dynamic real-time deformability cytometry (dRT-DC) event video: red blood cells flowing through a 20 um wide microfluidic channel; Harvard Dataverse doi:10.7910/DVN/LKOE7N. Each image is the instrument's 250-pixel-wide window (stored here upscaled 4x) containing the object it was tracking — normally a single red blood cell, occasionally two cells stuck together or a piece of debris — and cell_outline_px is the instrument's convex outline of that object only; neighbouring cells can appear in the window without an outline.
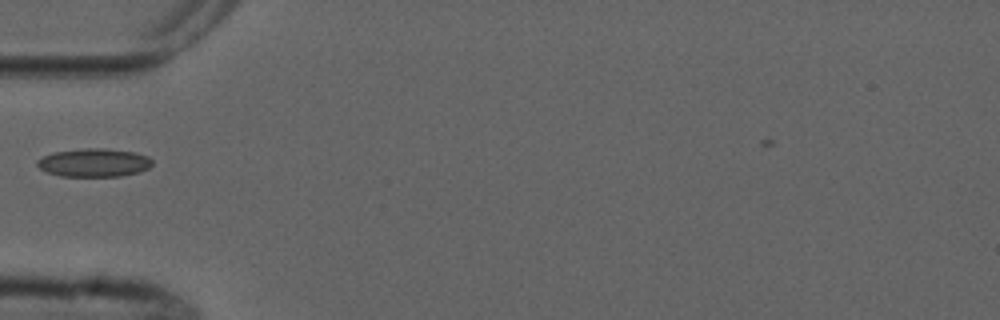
{"species": "common noctule bat (a hibernating species)", "species_latin": "Nyctalus noctula", "temperature_condition": "cold", "stored_images_in_passage": 3, "camera_frame_rate_fps": 3000, "um_per_image_px": 0.085, "animal": {"sex": "male", "forearm_length_mm": 52.5}, "frame": {"image": 1, "passage_image": 2, "time_ms": 1.333, "image_size_px": [1000, 320], "cell_outline_px": [[152, 164], [148, 168], [140, 172], [120, 176], [60, 176], [48, 172], [40, 168], [36, 164], [36, 160], [44, 156], [56, 152], [84, 148], [104, 148], [132, 152], [148, 156], [152, 160]], "centroid_in_image_um": [8.0, 13.83], "position_along_channel_um": 77.0, "area_um2": 18.84}}
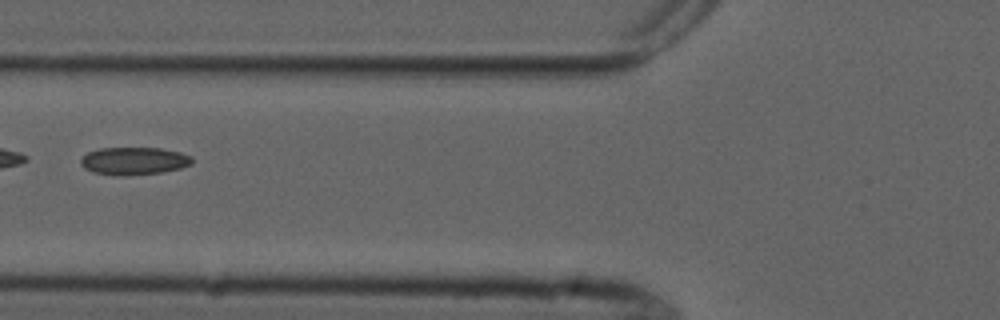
{"frame": {"image": 2, "passage_image": 3, "time_ms": 2.333, "image_size_px": [1000, 320], "cell_outline_px": [[192, 164], [180, 168], [164, 172], [124, 176], [92, 172], [84, 168], [80, 164], [80, 160], [88, 152], [100, 148], [160, 148], [180, 152], [192, 156]], "centroid_in_image_um": [11.39, 13.68], "position_along_channel_um": 114.4, "area_um2": 17.98}}